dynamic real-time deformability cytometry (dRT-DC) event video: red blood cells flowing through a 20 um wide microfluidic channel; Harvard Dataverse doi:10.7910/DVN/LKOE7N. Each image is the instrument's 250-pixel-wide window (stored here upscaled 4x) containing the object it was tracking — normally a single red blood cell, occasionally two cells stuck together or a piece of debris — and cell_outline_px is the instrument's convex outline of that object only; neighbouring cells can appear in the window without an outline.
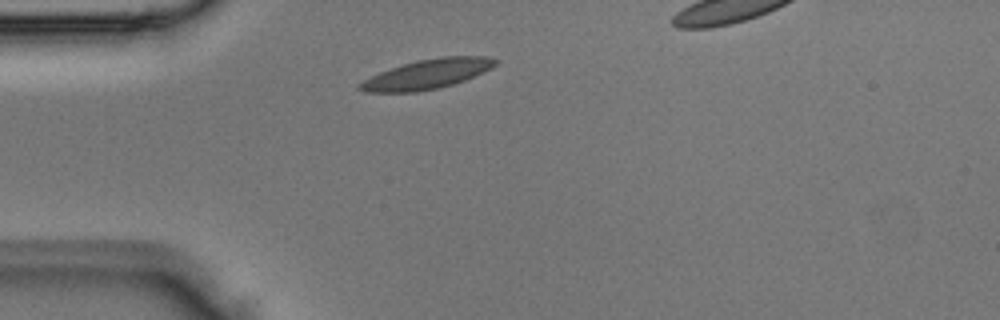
{"species": "Egyptian fruit bat (a non-hibernating species)", "species_latin": "Rousettus aegyptiacus", "temperature_condition": "room temperature", "stored_images_in_passage": 2, "segment_of_instrument_passage": [1, 2], "camera_frame_rate_fps": 3000, "um_per_image_px": 0.085, "animal": {"sex": "male"}, "frame": {"image": 1, "passage_image": 1, "time_ms": 0.0, "image_size_px": [1000, 320], "cell_outline_px": [[500, 60], [492, 68], [484, 72], [464, 80], [440, 88], [416, 92], [364, 92], [356, 88], [356, 84], [380, 72], [416, 60], [440, 56], [488, 56]], "centroid_in_image_um": [36.33, 6.3], "position_along_channel_um": 48.7, "area_um2": 23.47}}